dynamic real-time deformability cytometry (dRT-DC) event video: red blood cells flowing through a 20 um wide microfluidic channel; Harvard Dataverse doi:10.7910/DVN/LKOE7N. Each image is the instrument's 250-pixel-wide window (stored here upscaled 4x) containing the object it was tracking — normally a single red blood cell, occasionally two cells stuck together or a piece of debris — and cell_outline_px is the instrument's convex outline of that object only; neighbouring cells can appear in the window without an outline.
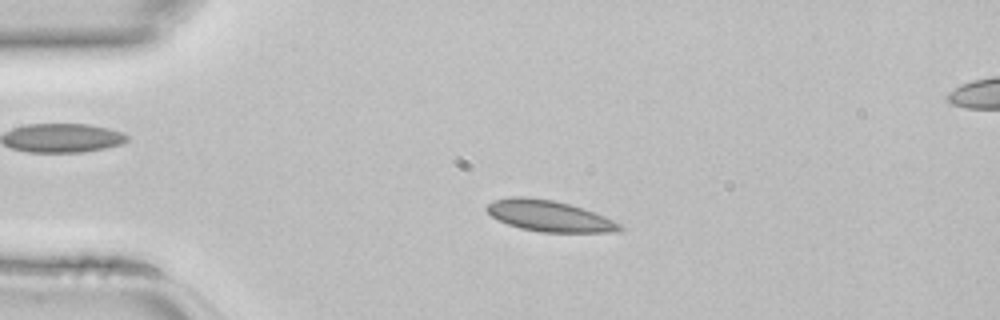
{"species": "common noctule bat (a hibernating species)", "species_latin": "Nyctalus noctula", "temperature_condition": "room temperature", "stored_images_in_passage": 43, "camera_frame_rate_fps": 3000, "um_per_image_px": 0.085, "animal": {"sex": "female", "body_mass_g": 22.7, "forearm_length_mm": 54.2}, "frame": {"image": 1, "passage_image": 9, "time_ms": 2.667, "image_size_px": [1000, 320], "cell_outline_px": [[624, 228], [620, 232], [540, 232], [520, 228], [508, 224], [492, 216], [484, 208], [488, 204], [496, 200], [512, 196], [524, 196], [552, 200], [584, 208], [604, 216], [620, 224]], "centroid_in_image_um": [46.7, 18.36], "position_along_channel_um": 38.3, "area_um2": 23.93}}
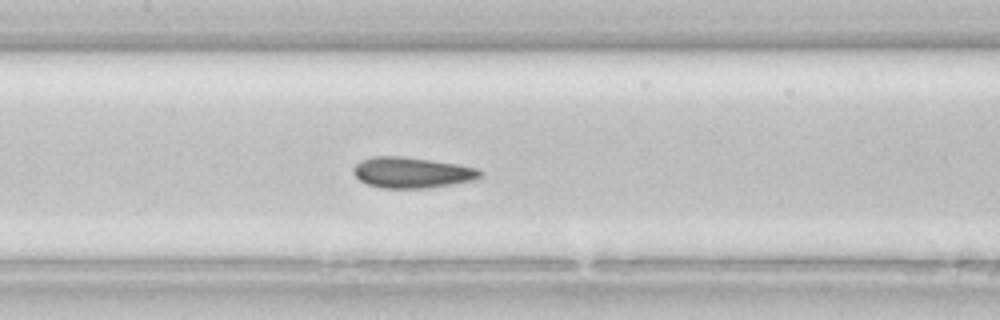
{"frame": {"image": 2, "passage_image": 20, "time_ms": 6.333, "image_size_px": [1000, 320], "cell_outline_px": [[484, 172], [476, 180], [428, 188], [380, 188], [368, 184], [360, 180], [352, 172], [352, 168], [360, 160], [372, 156], [400, 156], [456, 164], [476, 168]], "centroid_in_image_um": [34.99, 14.67], "position_along_channel_um": 172.4, "area_um2": 22.72}}
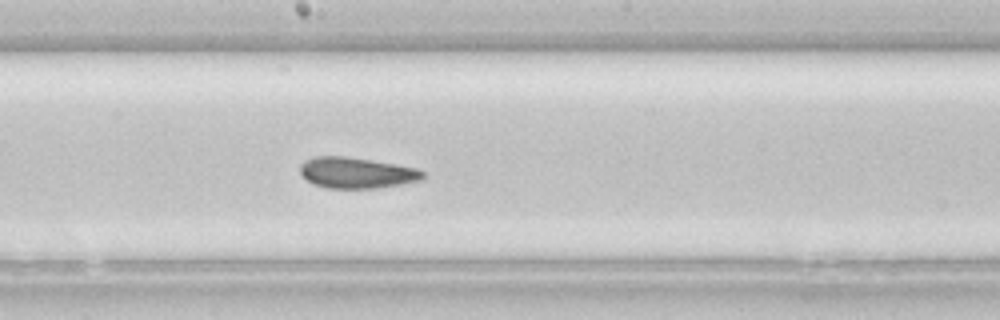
{"frame": {"image": 3, "passage_image": 23, "time_ms": 7.333, "image_size_px": [1000, 320], "cell_outline_px": [[424, 180], [376, 188], [328, 188], [316, 184], [308, 180], [300, 172], [300, 164], [304, 160], [312, 156], [344, 156], [416, 168], [424, 172]], "centroid_in_image_um": [30.29, 14.68], "position_along_channel_um": 217.9, "area_um2": 21.85}}